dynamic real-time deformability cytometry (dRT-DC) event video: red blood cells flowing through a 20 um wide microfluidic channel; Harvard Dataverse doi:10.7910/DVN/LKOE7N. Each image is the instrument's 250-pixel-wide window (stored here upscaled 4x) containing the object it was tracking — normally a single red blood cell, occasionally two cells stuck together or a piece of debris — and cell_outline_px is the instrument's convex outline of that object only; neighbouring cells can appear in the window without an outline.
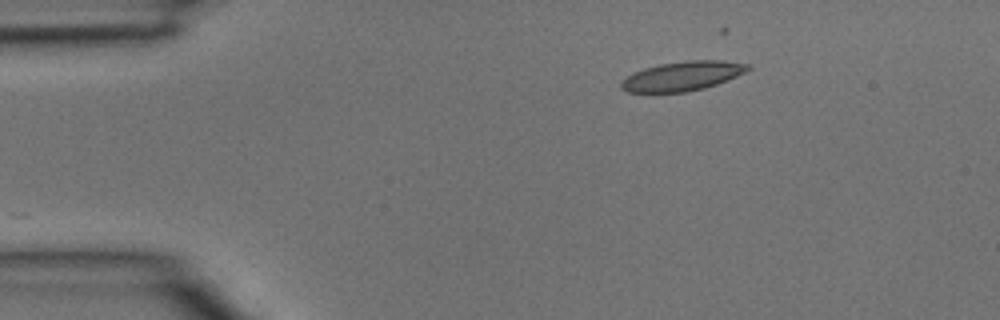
{"species": "common noctule bat (a hibernating species)", "species_latin": "Nyctalus noctula", "temperature_condition": "room temperature", "stored_images_in_passage": 3, "camera_frame_rate_fps": 3000, "um_per_image_px": 0.085, "animal": {"sex": "male", "body_mass_g": 15.6}, "frame": {"image": 1, "passage_image": 1, "time_ms": 0.0, "image_size_px": [1000, 320], "cell_outline_px": [[752, 68], [728, 80], [704, 88], [684, 92], [628, 92], [620, 88], [620, 84], [628, 76], [644, 68], [660, 64], [688, 60], [720, 60], [748, 64]], "centroid_in_image_um": [58.02, 6.46], "position_along_channel_um": 27.0, "area_um2": 21.39}}
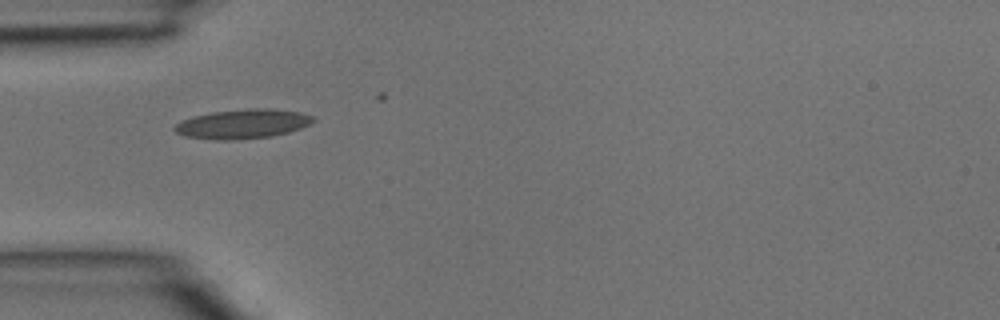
{"frame": {"image": 2, "passage_image": 2, "time_ms": 0.333, "image_size_px": [1000, 320], "cell_outline_px": [[316, 120], [300, 128], [288, 132], [272, 136], [232, 140], [212, 140], [184, 136], [176, 132], [172, 128], [176, 124], [192, 116], [212, 112], [248, 108], [264, 108], [300, 112], [312, 116]], "centroid_in_image_um": [20.59, 10.53], "position_along_channel_um": 64.4, "area_um2": 23.64}}